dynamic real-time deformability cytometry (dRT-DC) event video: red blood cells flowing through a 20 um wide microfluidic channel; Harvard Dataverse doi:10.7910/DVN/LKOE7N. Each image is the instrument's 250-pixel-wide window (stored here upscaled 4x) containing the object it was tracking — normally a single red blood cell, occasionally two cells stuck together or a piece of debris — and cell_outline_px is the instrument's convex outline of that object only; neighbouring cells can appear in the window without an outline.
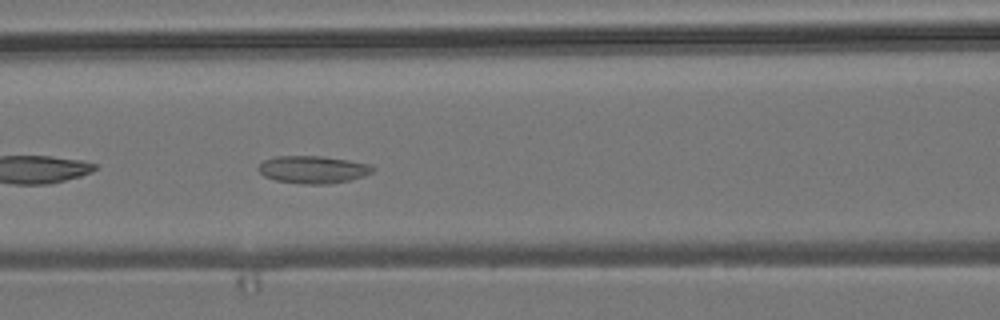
{"species": "common noctule bat (a hibernating species)", "species_latin": "Nyctalus noctula", "temperature_condition": "room temperature", "stored_images_in_passage": 22, "camera_frame_rate_fps": 3000, "um_per_image_px": 0.085, "animal": {"sex": "male", "body_mass_g": 19.2, "forearm_length_mm": 51.8}, "frame": {"image": 1, "passage_image": 10, "time_ms": 3.0, "image_size_px": [1000, 320], "cell_outline_px": [[376, 168], [372, 172], [364, 176], [348, 180], [328, 184], [304, 184], [276, 180], [264, 176], [256, 168], [264, 160], [276, 156], [324, 156], [372, 164]], "centroid_in_image_um": [26.62, 14.4], "position_along_channel_um": 140.0, "area_um2": 18.38}}